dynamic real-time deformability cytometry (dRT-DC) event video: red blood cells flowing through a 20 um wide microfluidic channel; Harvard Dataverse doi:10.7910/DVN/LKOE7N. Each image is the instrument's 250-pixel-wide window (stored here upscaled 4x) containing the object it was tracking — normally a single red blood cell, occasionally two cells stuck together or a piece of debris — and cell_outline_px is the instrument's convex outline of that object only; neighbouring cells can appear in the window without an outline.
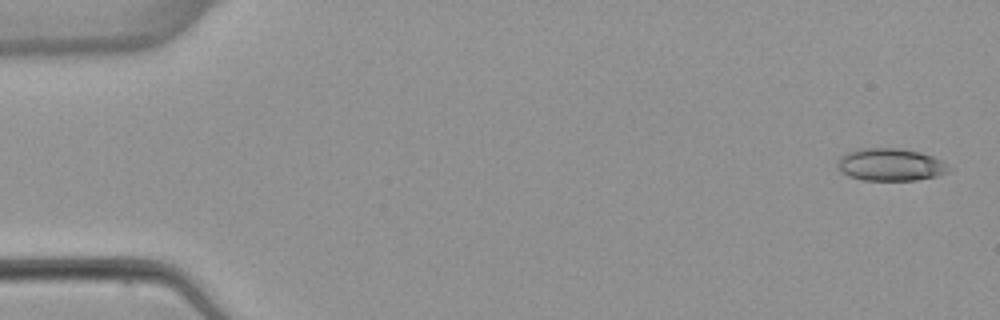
{"species": "common noctule bat (a hibernating species)", "species_latin": "Nyctalus noctula", "temperature_condition": "warm", "stored_images_in_passage": 7, "camera_frame_rate_fps": 3000, "um_per_image_px": 0.085, "animal": {"sex": "female", "body_mass_g": 22.7, "forearm_length_mm": 54.2}, "frame": {"image": 1, "passage_image": 1, "time_ms": 0.0, "image_size_px": [1000, 320], "cell_outline_px": [[952, 168], [948, 172], [936, 176], [916, 180], [864, 180], [848, 176], [840, 172], [836, 164], [836, 160], [840, 156], [856, 148], [900, 148], [920, 152], [932, 156], [940, 160]], "centroid_in_image_um": [75.64, 13.99], "position_along_channel_um": 9.4, "area_um2": 21.27}}
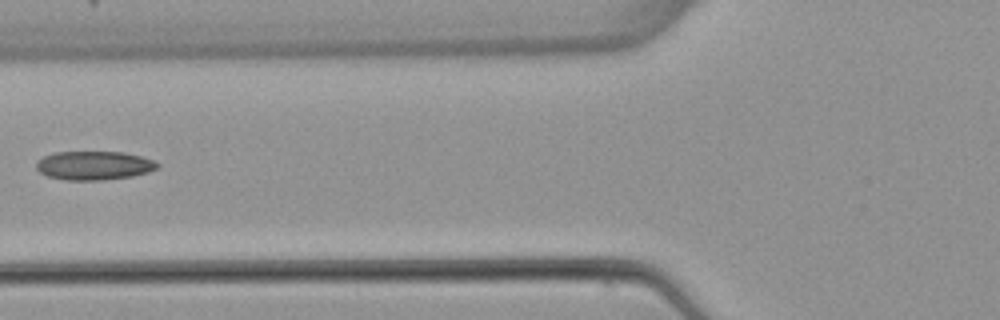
{"frame": {"image": 2, "passage_image": 6, "time_ms": 6.333, "image_size_px": [1000, 320], "cell_outline_px": [[160, 168], [148, 172], [132, 176], [104, 180], [64, 180], [48, 176], [40, 172], [36, 168], [36, 160], [44, 156], [56, 152], [124, 152], [140, 156], [152, 160], [160, 164]], "centroid_in_image_um": [7.99, 14.07], "position_along_channel_um": 117.8, "area_um2": 20.4}}
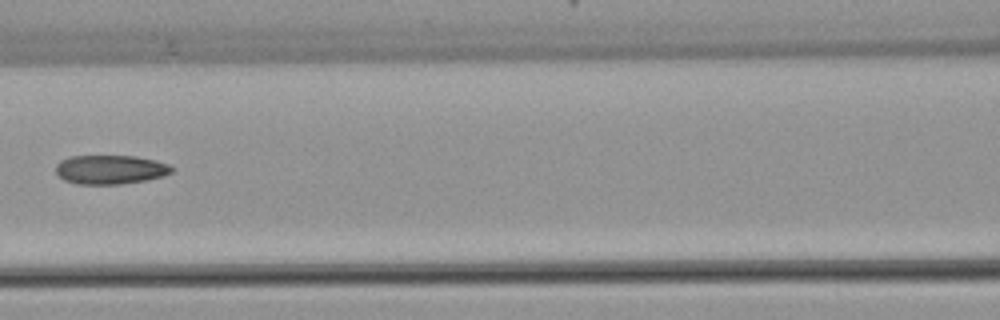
{"frame": {"image": 3, "passage_image": 7, "time_ms": 7.333, "image_size_px": [1000, 320], "cell_outline_px": [[176, 168], [172, 172], [164, 176], [148, 180], [120, 184], [76, 184], [64, 180], [56, 172], [56, 164], [60, 160], [68, 156], [136, 156], [156, 160], [168, 164]], "centroid_in_image_um": [9.4, 14.41], "position_along_channel_um": 157.2, "area_um2": 19.88}}